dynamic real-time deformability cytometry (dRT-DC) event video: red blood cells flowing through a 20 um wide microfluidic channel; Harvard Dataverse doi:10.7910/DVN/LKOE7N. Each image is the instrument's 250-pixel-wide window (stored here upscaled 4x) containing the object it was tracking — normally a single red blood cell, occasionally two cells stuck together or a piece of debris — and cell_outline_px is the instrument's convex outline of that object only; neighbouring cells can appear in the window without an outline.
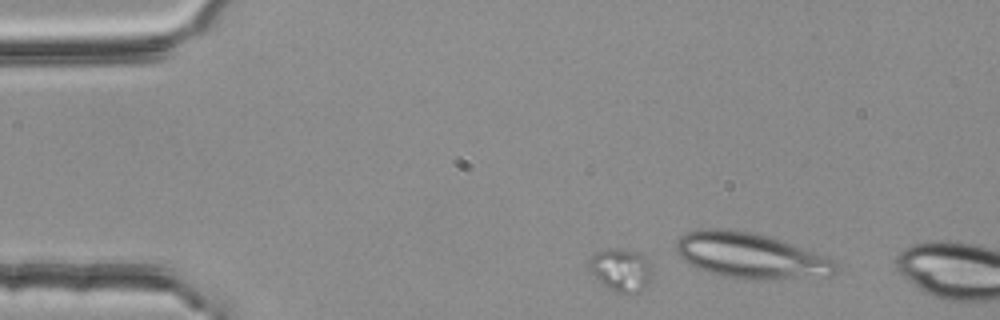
{"species": "common noctule bat (a hibernating species)", "species_latin": "Nyctalus noctula", "temperature_condition": "room temperature", "stored_images_in_passage": 9, "camera_frame_rate_fps": 3000, "um_per_image_px": 0.085, "animal": {"sex": "female", "body_mass_g": 25.1}, "frame": {"image": 1, "passage_image": 6, "time_ms": 1.667, "image_size_px": [1000, 320], "cell_outline_px": [[652, 272], [648, 284], [640, 292], [632, 296], [628, 296], [616, 292], [600, 284], [588, 268], [588, 260], [596, 252], [616, 248], [636, 252], [644, 256], [652, 268]], "centroid_in_image_um": [52.78, 23.0], "position_along_channel_um": 32.2, "area_um2": 16.07}}